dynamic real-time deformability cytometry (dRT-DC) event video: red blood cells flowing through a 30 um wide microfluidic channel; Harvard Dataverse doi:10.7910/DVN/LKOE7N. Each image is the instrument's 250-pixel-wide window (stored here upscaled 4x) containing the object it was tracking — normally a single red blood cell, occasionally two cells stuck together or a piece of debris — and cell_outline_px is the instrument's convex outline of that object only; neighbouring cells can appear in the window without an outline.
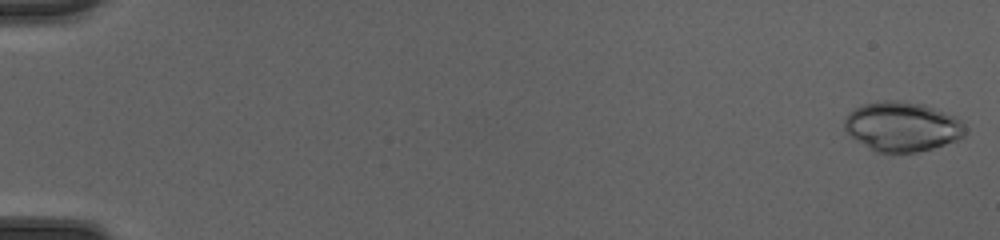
{"species": "common noctule bat (a hibernating species)", "species_latin": "Nyctalus noctula", "temperature_condition": "cold", "stored_images_in_passage": 49, "camera_frame_rate_fps": 3000, "um_per_image_px": 0.085, "animal": {"sex": "female", "body_mass_g": 20.0, "forearm_length_mm": 54.0}, "frame": {"image": 1, "passage_image": 1, "time_ms": 0.0, "image_size_px": [1000, 240], "cell_outline_px": [[964, 136], [956, 140], [932, 148], [916, 152], [876, 152], [856, 140], [844, 128], [844, 120], [848, 112], [864, 104], [884, 100], [896, 100], [924, 104], [956, 116], [964, 120]], "centroid_in_image_um": [76.7, 10.74], "position_along_channel_um": 8.3, "area_um2": 34.8}}
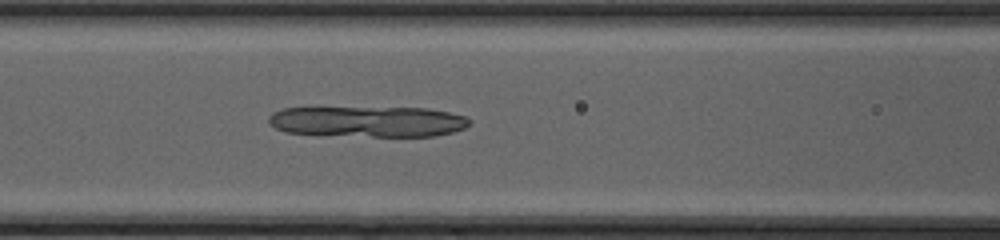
{"frame": {"image": 2, "passage_image": 23, "time_ms": 7.333, "image_size_px": [1000, 240], "cell_outline_px": [[468, 124], [464, 128], [452, 132], [436, 136], [372, 136], [284, 132], [276, 128], [268, 120], [268, 116], [272, 112], [284, 108], [428, 108], [448, 112], [464, 116], [468, 120]], "centroid_in_image_um": [31.27, 10.33], "position_along_channel_um": 135.3, "area_um2": 35.49}}
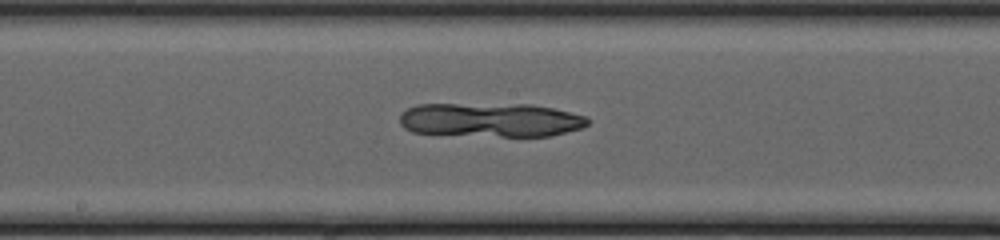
{"frame": {"image": 3, "passage_image": 28, "time_ms": 9.0, "image_size_px": [1000, 240], "cell_outline_px": [[592, 120], [584, 128], [548, 136], [500, 136], [412, 132], [404, 128], [400, 124], [400, 112], [416, 104], [532, 104], [552, 108], [588, 116]], "centroid_in_image_um": [41.74, 10.18], "position_along_channel_um": 206.5, "area_um2": 37.51}}